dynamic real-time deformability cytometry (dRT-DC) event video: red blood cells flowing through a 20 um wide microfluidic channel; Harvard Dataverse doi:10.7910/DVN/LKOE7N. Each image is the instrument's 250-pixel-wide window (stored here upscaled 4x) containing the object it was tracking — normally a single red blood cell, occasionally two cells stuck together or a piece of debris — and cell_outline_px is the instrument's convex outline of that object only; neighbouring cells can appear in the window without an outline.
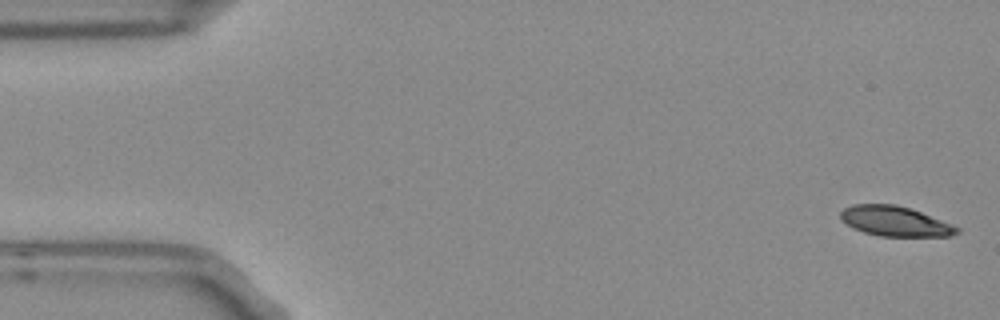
{"species": "Egyptian fruit bat (a non-hibernating species)", "species_latin": "Rousettus aegyptiacus", "temperature_condition": "room temperature", "stored_images_in_passage": 4, "camera_frame_rate_fps": 3000, "um_per_image_px": 0.085, "frame": {"image": 1, "passage_image": 1, "time_ms": 0.0, "image_size_px": [1000, 320], "cell_outline_px": [[960, 232], [948, 236], [880, 236], [864, 232], [852, 228], [840, 220], [840, 212], [844, 208], [852, 204], [896, 204], [920, 212], [952, 224], [960, 228]], "centroid_in_image_um": [76.04, 18.8], "position_along_channel_um": 9.0, "area_um2": 20.29}}
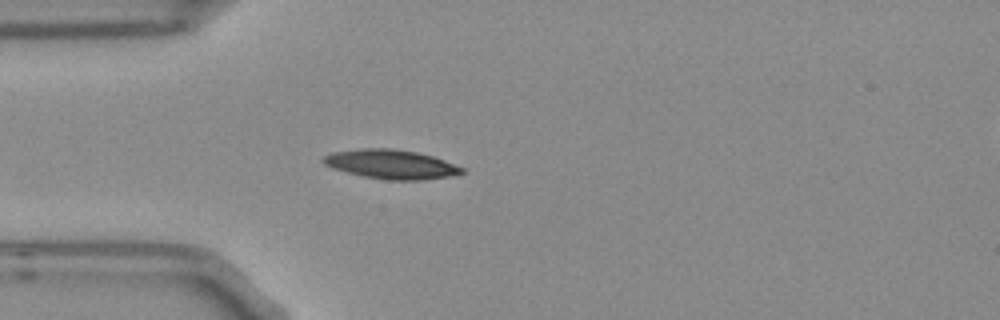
{"frame": {"image": 2, "passage_image": 4, "time_ms": 1.0, "image_size_px": [1000, 320], "cell_outline_px": [[464, 172], [448, 176], [420, 180], [388, 180], [364, 176], [332, 168], [324, 164], [320, 160], [324, 156], [332, 152], [360, 148], [392, 148], [416, 152], [432, 156], [444, 160], [464, 168]], "centroid_in_image_um": [33.2, 13.95], "position_along_channel_um": 51.8, "area_um2": 23.41}}